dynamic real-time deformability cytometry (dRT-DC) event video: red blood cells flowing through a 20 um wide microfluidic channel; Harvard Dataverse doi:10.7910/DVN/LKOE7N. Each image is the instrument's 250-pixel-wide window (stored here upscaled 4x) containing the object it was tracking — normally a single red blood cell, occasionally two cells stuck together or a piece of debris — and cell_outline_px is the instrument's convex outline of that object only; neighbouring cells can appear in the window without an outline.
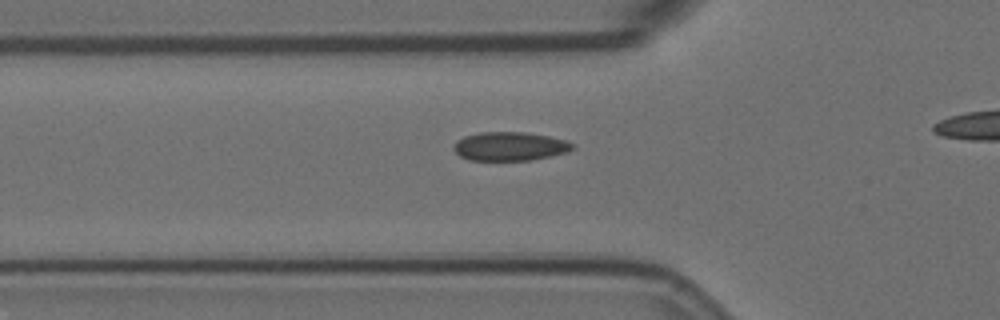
{"species": "Egyptian fruit bat (a non-hibernating species)", "species_latin": "Rousettus aegyptiacus", "temperature_condition": "room temperature", "stored_images_in_passage": 5, "camera_frame_rate_fps": 3000, "um_per_image_px": 0.085, "animal": {"sex": "female"}, "frame": {"image": 1, "passage_image": 5, "time_ms": 1.333, "image_size_px": [1000, 320], "cell_outline_px": [[576, 144], [568, 152], [532, 160], [468, 160], [460, 156], [452, 148], [456, 140], [464, 136], [480, 132], [524, 132], [548, 136], [564, 140]], "centroid_in_image_um": [43.31, 12.44], "position_along_channel_um": 82.5, "area_um2": 19.94}}